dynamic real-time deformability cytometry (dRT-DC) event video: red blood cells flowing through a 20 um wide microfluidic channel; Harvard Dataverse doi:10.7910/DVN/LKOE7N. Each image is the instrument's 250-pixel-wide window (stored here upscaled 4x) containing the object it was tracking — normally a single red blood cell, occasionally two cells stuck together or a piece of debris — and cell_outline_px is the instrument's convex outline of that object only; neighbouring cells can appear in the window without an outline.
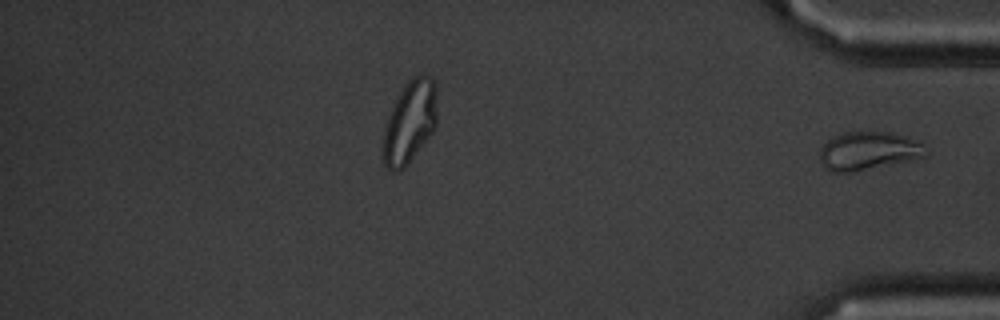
{"species": "common noctule bat (a hibernating species)", "species_latin": "Nyctalus noctula", "temperature_condition": "cold", "stored_images_in_passage": 47, "segment_of_instrument_passage": [2, 2], "camera_frame_rate_fps": 3000, "um_per_image_px": 0.085, "animal": {"sex": "male", "body_mass_g": 20.1, "forearm_length_mm": 53.5}, "frame": {"image": 1, "passage_image": 47, "time_ms": 15.333, "image_size_px": [1000, 320], "cell_outline_px": [[928, 156], [912, 160], [852, 172], [832, 172], [824, 168], [820, 160], [820, 148], [832, 136], [848, 132], [888, 132], [924, 144], [928, 152]], "centroid_in_image_um": [73.8, 12.84], "position_along_channel_um": 361.4, "area_um2": 23.52}}